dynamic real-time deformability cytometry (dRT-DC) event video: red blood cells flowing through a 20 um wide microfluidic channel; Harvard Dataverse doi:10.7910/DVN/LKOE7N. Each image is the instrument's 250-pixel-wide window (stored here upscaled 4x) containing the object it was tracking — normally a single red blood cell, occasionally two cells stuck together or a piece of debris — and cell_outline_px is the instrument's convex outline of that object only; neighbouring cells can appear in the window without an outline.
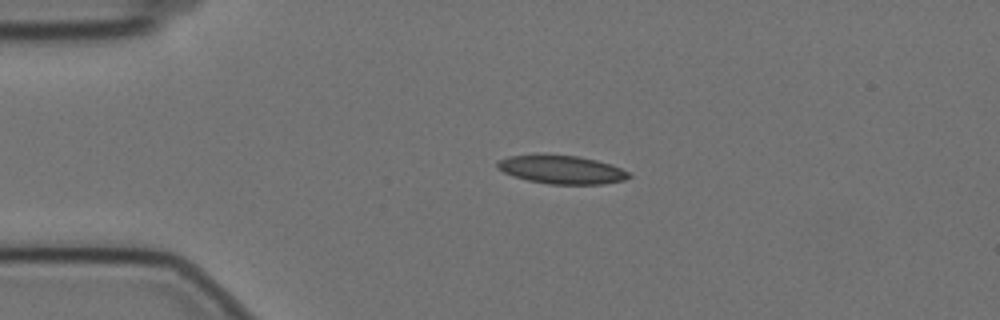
{"species": "Egyptian fruit bat (a non-hibernating species)", "species_latin": "Rousettus aegyptiacus", "temperature_condition": "cold", "stored_images_in_passage": 33, "camera_frame_rate_fps": 3000, "um_per_image_px": 0.085, "animal": {"sex": "female"}, "frame": {"image": 1, "passage_image": 1, "time_ms": 0.0, "image_size_px": [1000, 320], "cell_outline_px": [[632, 176], [624, 180], [604, 184], [548, 184], [528, 180], [512, 176], [496, 168], [496, 164], [500, 160], [508, 156], [536, 152], [576, 156], [596, 160], [612, 164], [628, 172]], "centroid_in_image_um": [47.68, 14.39], "position_along_channel_um": 37.3, "area_um2": 22.31}}
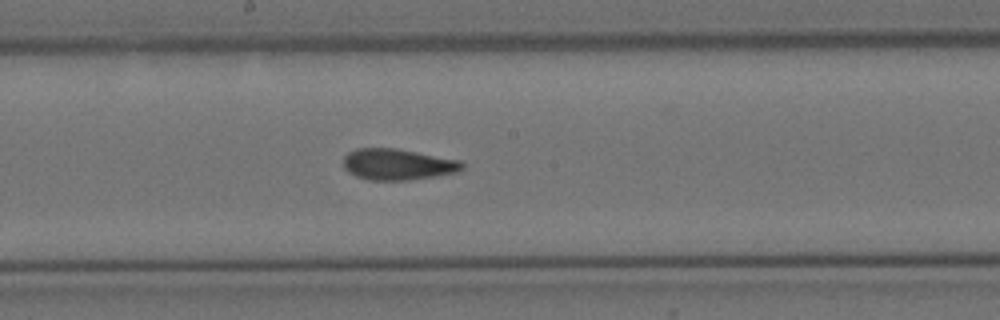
{"frame": {"image": 2, "passage_image": 19, "time_ms": 6.0, "image_size_px": [1000, 320], "cell_outline_px": [[464, 168], [460, 172], [408, 180], [368, 180], [356, 176], [348, 172], [344, 168], [344, 156], [348, 152], [356, 148], [396, 148], [460, 160], [464, 164]], "centroid_in_image_um": [33.81, 13.97], "position_along_channel_um": 214.4, "area_um2": 21.68}}
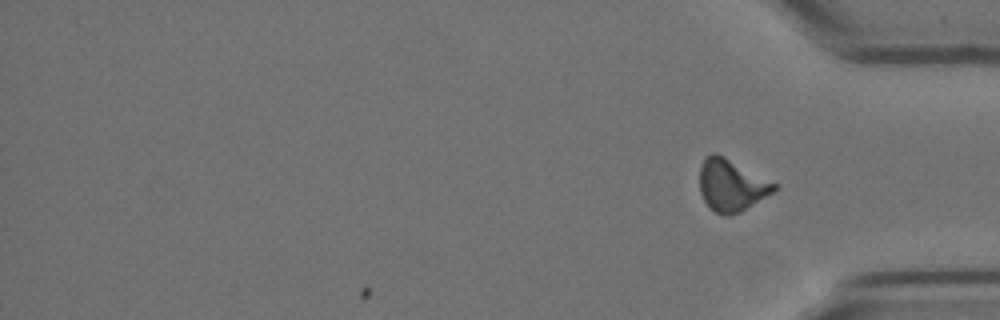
{"frame": {"image": 3, "passage_image": 33, "time_ms": 10.667, "image_size_px": [1000, 320], "cell_outline_px": [[780, 188], [776, 192], [740, 212], [728, 216], [716, 212], [704, 200], [700, 192], [700, 164], [704, 156], [712, 152], [716, 152], [780, 184]], "centroid_in_image_um": [62.23, 15.72], "position_along_channel_um": 373.0, "area_um2": 23.06}, "authors_computed_cell_mechanics": {"area_um2": 21.675, "velocity_mm_per_s": 3.4641, "shape_relaxation_time_tau1_ms": 9.4281, "shape_relaxation_time_tau2_ms": 2.3464, "deformation_change_tau1": 0.1987, "deformation_change_tau2": 0.0892}}